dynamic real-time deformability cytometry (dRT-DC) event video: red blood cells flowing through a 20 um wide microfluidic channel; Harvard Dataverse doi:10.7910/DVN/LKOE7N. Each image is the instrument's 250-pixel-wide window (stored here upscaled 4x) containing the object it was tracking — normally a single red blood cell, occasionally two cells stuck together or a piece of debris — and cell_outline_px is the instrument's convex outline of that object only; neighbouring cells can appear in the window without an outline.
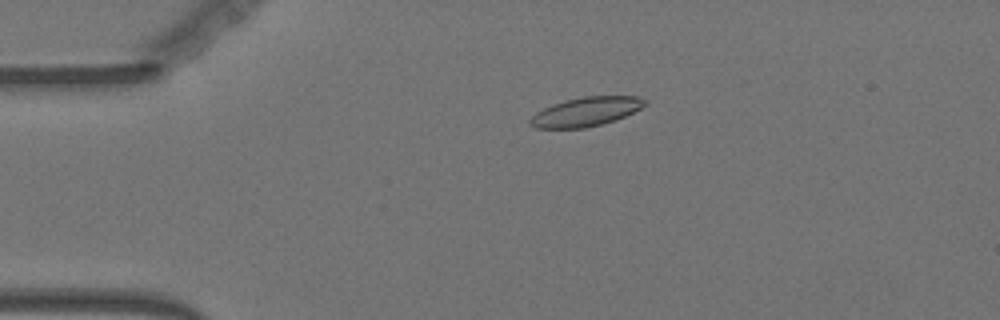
{"species": "Egyptian fruit bat (a non-hibernating species)", "species_latin": "Rousettus aegyptiacus", "temperature_condition": "warm", "stored_images_in_passage": 47, "camera_frame_rate_fps": 3000, "um_per_image_px": 0.085, "animal": {"sex": "female"}, "frame": {"image": 1, "passage_image": 2, "time_ms": 0.333, "image_size_px": [1000, 320], "cell_outline_px": [[648, 104], [616, 120], [584, 128], [536, 128], [528, 124], [528, 120], [536, 112], [552, 104], [564, 100], [584, 96], [640, 96], [648, 100]], "centroid_in_image_um": [49.8, 9.48], "position_along_channel_um": 35.2, "area_um2": 19.54}}
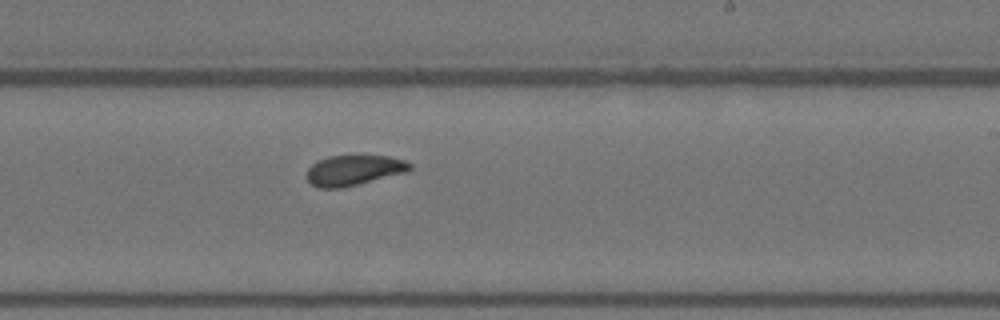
{"frame": {"image": 2, "passage_image": 24, "time_ms": 7.667, "image_size_px": [1000, 320], "cell_outline_px": [[412, 168], [408, 172], [340, 188], [316, 188], [308, 180], [308, 168], [312, 164], [328, 156], [360, 152], [388, 156], [404, 160], [412, 164]], "centroid_in_image_um": [30.12, 14.41], "position_along_channel_um": 258.9, "area_um2": 18.9}}
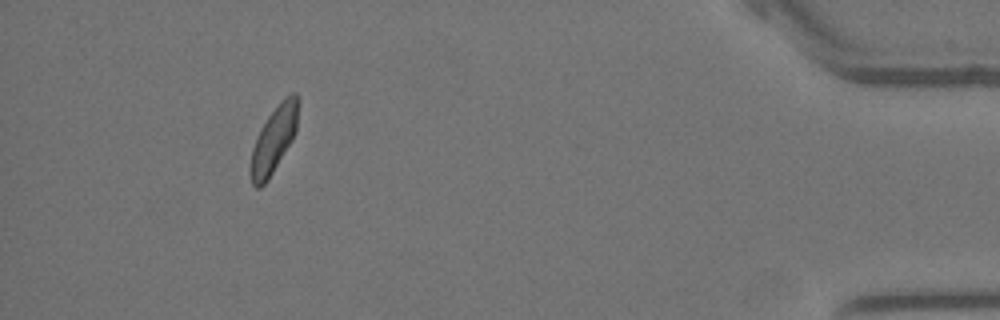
{"frame": {"image": 3, "passage_image": 42, "time_ms": 13.667, "image_size_px": [1000, 320], "cell_outline_px": [[300, 100], [296, 132], [292, 140], [268, 180], [260, 188], [256, 188], [252, 184], [248, 172], [248, 168], [252, 148], [256, 136], [268, 116], [280, 100], [284, 96], [292, 92], [296, 92]], "centroid_in_image_um": [23.27, 11.85], "position_along_channel_um": 411.9, "area_um2": 18.96}, "authors_computed_cell_mechanics": {"area_um2": 18.785, "velocity_mm_per_s": 3.578, "shape_relaxation_time_tau1_ms": null, "shape_relaxation_time_tau2_ms": 3.4484, "deformation_change_tau1": null, "deformation_change_tau2": 0.0877}}